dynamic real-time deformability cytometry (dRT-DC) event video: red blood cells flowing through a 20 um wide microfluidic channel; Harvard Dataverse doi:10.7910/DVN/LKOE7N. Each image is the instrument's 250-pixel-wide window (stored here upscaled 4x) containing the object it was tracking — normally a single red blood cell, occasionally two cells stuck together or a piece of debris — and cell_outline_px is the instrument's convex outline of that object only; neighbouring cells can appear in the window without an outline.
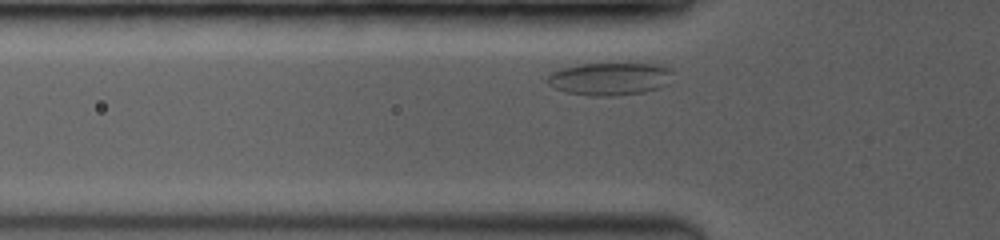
{"species": "common noctule bat (a hibernating species)", "species_latin": "Nyctalus noctula", "temperature_condition": "room temperature", "stored_images_in_passage": 22, "segment_of_instrument_passage": [1, 2], "camera_frame_rate_fps": 3500, "um_per_image_px": 0.085, "animal": {"sex": "female", "body_mass_g": 19.0, "forearm_length_mm": 53.3}, "frame": {"image": 1, "passage_image": 3, "time_ms": 0.857, "image_size_px": [1000, 240], "cell_outline_px": [[676, 72], [660, 88], [644, 92], [616, 96], [592, 96], [568, 92], [556, 88], [548, 84], [544, 80], [548, 72], [580, 64], [660, 64], [672, 68]], "centroid_in_image_um": [51.84, 6.7], "position_along_channel_um": 74.0, "area_um2": 24.1}}
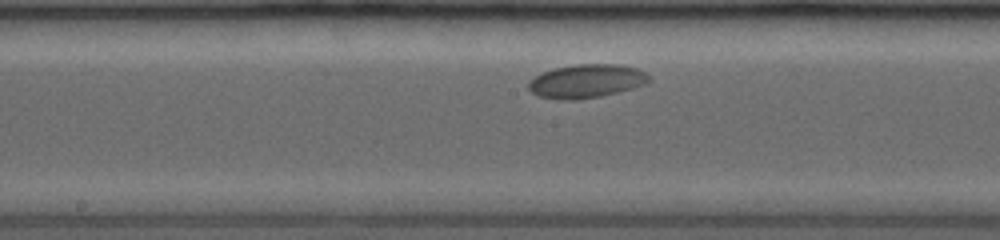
{"frame": {"image": 2, "passage_image": 11, "time_ms": 4.286, "image_size_px": [1000, 240], "cell_outline_px": [[652, 80], [644, 84], [632, 88], [600, 96], [576, 100], [564, 100], [540, 96], [532, 92], [528, 88], [528, 80], [544, 72], [556, 68], [576, 64], [620, 64], [636, 68], [652, 76]], "centroid_in_image_um": [49.87, 6.89], "position_along_channel_um": 198.3, "area_um2": 23.47}}
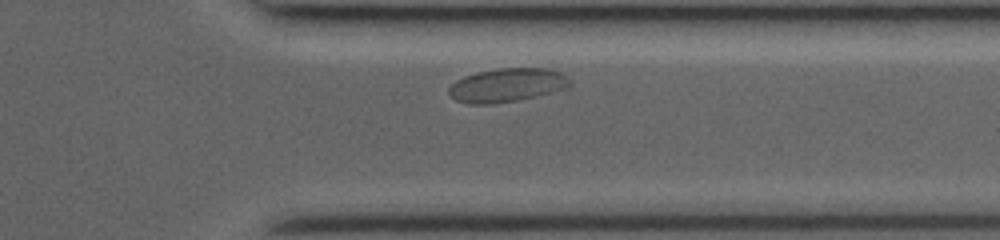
{"frame": {"image": 3, "passage_image": 19, "time_ms": 8.857, "image_size_px": [1000, 240], "cell_outline_px": [[572, 84], [564, 88], [536, 96], [516, 100], [492, 104], [468, 104], [456, 100], [448, 92], [448, 88], [456, 80], [464, 76], [476, 72], [500, 68], [548, 68], [560, 72], [568, 76], [572, 80]], "centroid_in_image_um": [43.1, 7.22], "position_along_channel_um": 368.3, "area_um2": 23.76}}